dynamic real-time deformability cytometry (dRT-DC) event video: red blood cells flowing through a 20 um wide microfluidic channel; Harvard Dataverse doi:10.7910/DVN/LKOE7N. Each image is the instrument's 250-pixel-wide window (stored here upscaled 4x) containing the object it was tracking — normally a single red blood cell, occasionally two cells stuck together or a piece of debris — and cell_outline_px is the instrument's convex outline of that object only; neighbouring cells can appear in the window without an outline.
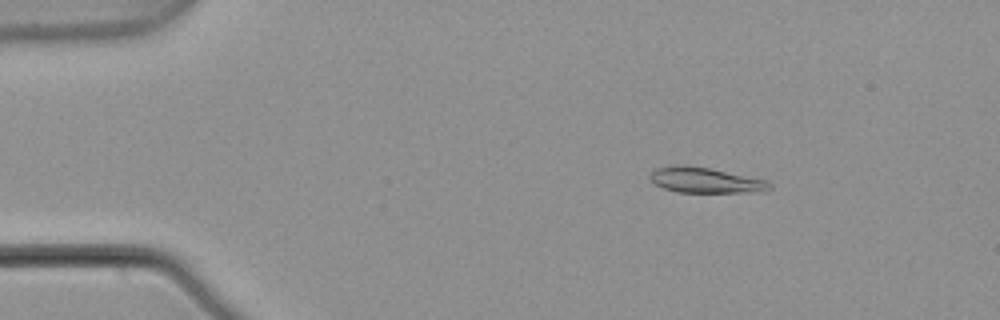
{"species": "common noctule bat (a hibernating species)", "species_latin": "Nyctalus noctula", "temperature_condition": "warm", "stored_images_in_passage": 5, "camera_frame_rate_fps": 3000, "um_per_image_px": 0.085, "animal": {"sex": "male", "body_mass_g": 21.5, "forearm_length_mm": 52.0}, "frame": {"image": 1, "passage_image": 2, "time_ms": 0.333, "image_size_px": [1000, 320], "cell_outline_px": [[772, 188], [764, 192], [676, 192], [652, 184], [648, 176], [656, 168], [676, 164], [680, 164], [708, 168], [768, 180], [772, 184]], "centroid_in_image_um": [59.95, 15.32], "position_along_channel_um": 25.1, "area_um2": 17.92}}